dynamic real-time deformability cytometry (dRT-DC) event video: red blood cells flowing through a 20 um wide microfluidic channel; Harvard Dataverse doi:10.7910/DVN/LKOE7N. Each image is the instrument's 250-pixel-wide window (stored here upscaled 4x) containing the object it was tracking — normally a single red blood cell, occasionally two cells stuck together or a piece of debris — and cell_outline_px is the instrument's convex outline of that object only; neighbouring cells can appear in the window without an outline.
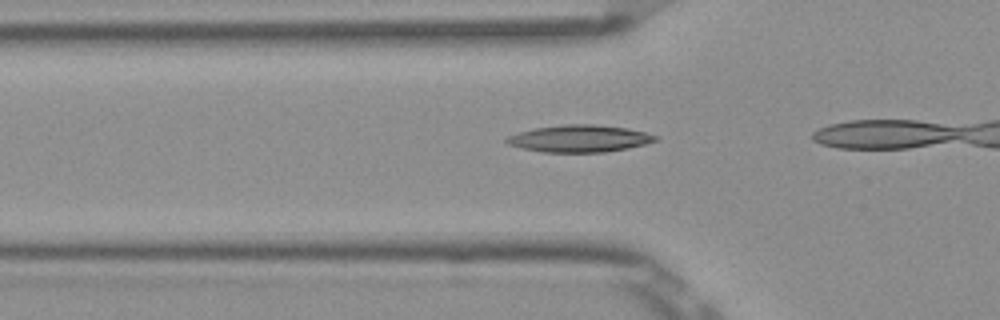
{"species": "Egyptian fruit bat (a non-hibernating species)", "species_latin": "Rousettus aegyptiacus", "temperature_condition": "room temperature", "stored_images_in_passage": 9, "camera_frame_rate_fps": 3000, "um_per_image_px": 0.085, "frame": {"image": 1, "passage_image": 4, "time_ms": 1.0, "image_size_px": [1000, 320], "cell_outline_px": [[660, 140], [628, 148], [604, 152], [540, 152], [520, 148], [508, 144], [504, 140], [508, 136], [532, 128], [564, 124], [592, 124], [628, 128], [660, 136]], "centroid_in_image_um": [49.26, 11.77], "position_along_channel_um": 76.5, "area_um2": 23.64}}
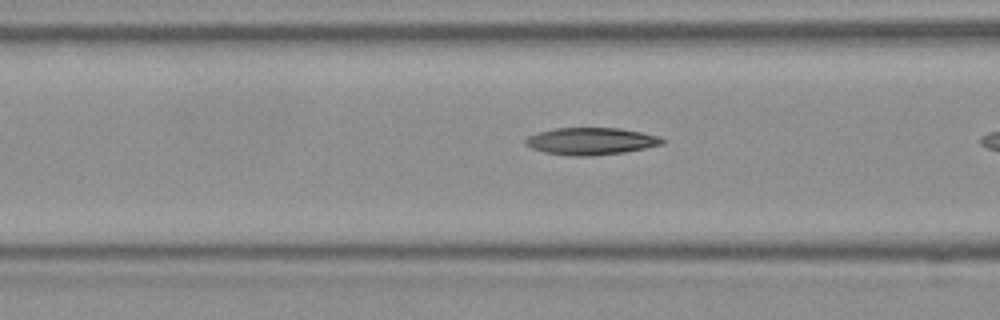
{"frame": {"image": 2, "passage_image": 7, "time_ms": 2.0, "image_size_px": [1000, 320], "cell_outline_px": [[664, 140], [660, 144], [644, 148], [624, 152], [592, 156], [568, 156], [544, 152], [532, 148], [524, 144], [524, 140], [528, 136], [552, 128], [620, 128], [640, 132], [656, 136]], "centroid_in_image_um": [50.15, 12.0], "position_along_channel_um": 116.4, "area_um2": 21.44}}